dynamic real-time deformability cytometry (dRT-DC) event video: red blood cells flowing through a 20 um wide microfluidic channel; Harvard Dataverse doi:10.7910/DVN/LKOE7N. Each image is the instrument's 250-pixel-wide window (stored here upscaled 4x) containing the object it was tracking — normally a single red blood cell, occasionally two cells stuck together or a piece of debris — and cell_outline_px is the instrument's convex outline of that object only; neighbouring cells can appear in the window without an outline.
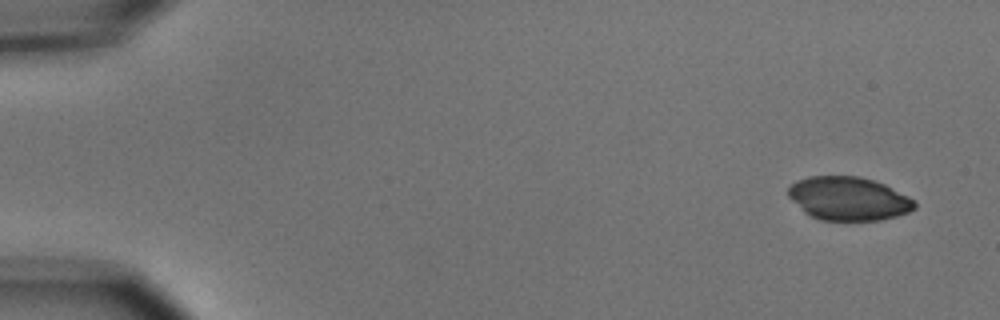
{"species": "common noctule bat (a hibernating species)", "species_latin": "Nyctalus noctula", "temperature_condition": "cold", "stored_images_in_passage": 6, "camera_frame_rate_fps": 3000, "um_per_image_px": 0.085, "animal": {"sex": "male", "body_mass_g": 15.6}, "frame": {"image": 1, "passage_image": 1, "time_ms": 0.0, "image_size_px": [1000, 320], "cell_outline_px": [[916, 208], [908, 212], [896, 216], [880, 220], [820, 220], [804, 212], [788, 196], [788, 188], [796, 180], [808, 176], [860, 176], [884, 184], [916, 200]], "centroid_in_image_um": [72.12, 16.87], "position_along_channel_um": 12.9, "area_um2": 32.02}}